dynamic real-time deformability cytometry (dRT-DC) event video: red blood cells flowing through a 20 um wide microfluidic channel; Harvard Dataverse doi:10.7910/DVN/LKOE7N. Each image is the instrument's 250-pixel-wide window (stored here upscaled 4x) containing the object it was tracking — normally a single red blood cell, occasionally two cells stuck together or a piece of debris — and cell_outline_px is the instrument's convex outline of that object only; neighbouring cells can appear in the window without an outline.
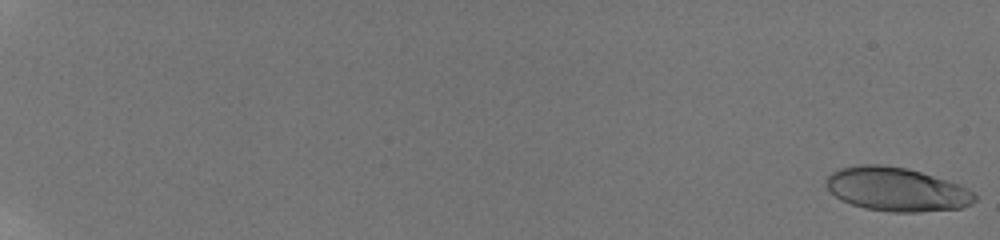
{"species": "human", "species_latin": "Homo sapiens", "temperature_condition": "room temperature", "stored_images_in_passage": 11, "camera_frame_rate_fps": 3000, "um_per_image_px": 0.085, "donor": {"sex": "male"}, "frame": {"image": 1, "passage_image": 1, "time_ms": 0.0, "image_size_px": [1000, 240], "cell_outline_px": [[976, 200], [972, 204], [960, 208], [920, 212], [892, 212], [864, 208], [840, 200], [824, 184], [824, 180], [832, 172], [840, 168], [860, 164], [880, 164], [908, 168], [948, 180], [960, 184], [968, 188], [976, 196]], "centroid_in_image_um": [76.21, 16.09], "position_along_channel_um": 8.8, "area_um2": 38.15}}